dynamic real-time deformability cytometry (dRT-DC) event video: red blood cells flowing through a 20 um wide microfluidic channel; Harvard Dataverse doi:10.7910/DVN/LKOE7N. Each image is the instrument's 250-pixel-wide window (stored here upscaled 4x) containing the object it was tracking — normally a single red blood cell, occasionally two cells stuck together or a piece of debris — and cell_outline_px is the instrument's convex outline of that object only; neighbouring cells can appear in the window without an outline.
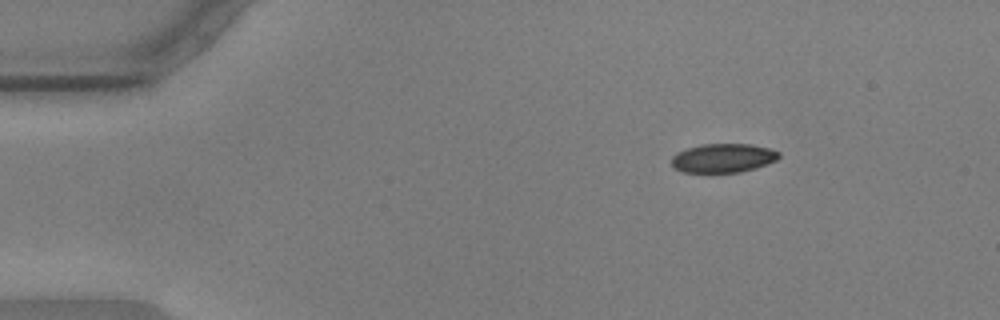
{"species": "common noctule bat (a hibernating species)", "species_latin": "Nyctalus noctula", "temperature_condition": "warm", "stored_images_in_passage": 49, "camera_frame_rate_fps": 3000, "um_per_image_px": 0.085, "animal": {"sex": "male", "body_mass_g": 17.9, "forearm_length_mm": 54.2}, "frame": {"image": 1, "passage_image": 1, "time_ms": 0.0, "image_size_px": [1000, 320], "cell_outline_px": [[780, 156], [776, 160], [768, 164], [756, 168], [740, 172], [684, 172], [672, 168], [672, 156], [676, 152], [700, 144], [752, 144], [768, 148], [780, 152]], "centroid_in_image_um": [61.46, 13.43], "position_along_channel_um": 23.5, "area_um2": 18.21}}
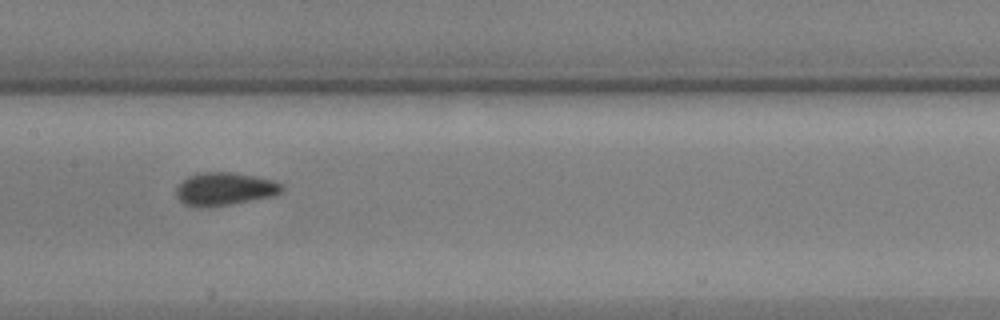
{"frame": {"image": 2, "passage_image": 21, "time_ms": 6.667, "image_size_px": [1000, 320], "cell_outline_px": [[284, 192], [276, 196], [232, 204], [208, 208], [184, 204], [176, 196], [176, 188], [188, 176], [204, 172], [228, 172], [276, 180], [284, 188]], "centroid_in_image_um": [19.14, 16.08], "position_along_channel_um": 188.3, "area_um2": 20.4}}
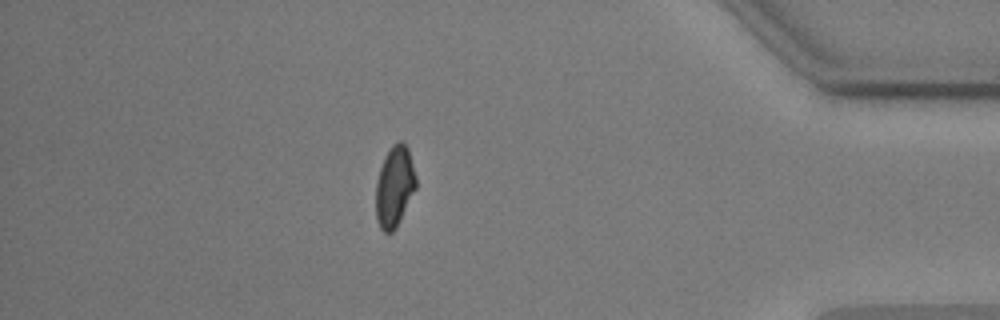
{"frame": {"image": 3, "passage_image": 42, "time_ms": 13.667, "image_size_px": [1000, 320], "cell_outline_px": [[416, 188], [396, 228], [392, 232], [384, 232], [380, 228], [376, 220], [376, 184], [380, 168], [392, 144], [396, 140], [400, 140], [408, 148], [416, 176]], "centroid_in_image_um": [33.53, 15.86], "position_along_channel_um": 401.7, "area_um2": 18.79}, "authors_computed_cell_mechanics": {"area_um2": 19.3052, "velocity_mm_per_s": 3.5951, "shape_relaxation_time_tau1_ms": 4.3956, "shape_relaxation_time_tau2_ms": 1.3223, "deformation_change_tau1": 0.1096, "deformation_change_tau2": 0.0384}}